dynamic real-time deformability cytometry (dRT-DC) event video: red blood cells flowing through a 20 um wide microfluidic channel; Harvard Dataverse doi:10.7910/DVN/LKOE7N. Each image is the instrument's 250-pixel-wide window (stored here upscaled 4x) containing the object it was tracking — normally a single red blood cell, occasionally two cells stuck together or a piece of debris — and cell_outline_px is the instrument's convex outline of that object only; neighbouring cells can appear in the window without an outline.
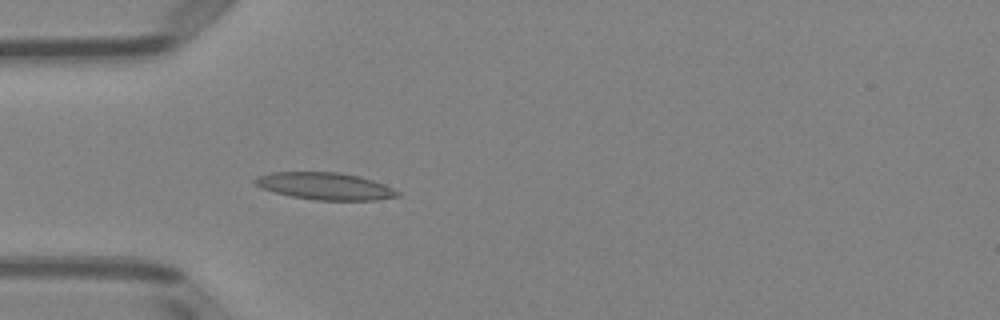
{"species": "Egyptian fruit bat (a non-hibernating species)", "species_latin": "Rousettus aegyptiacus", "temperature_condition": "room temperature", "stored_images_in_passage": 4, "camera_frame_rate_fps": 3000, "um_per_image_px": 0.085, "animal": {"sex": "female"}, "frame": {"image": 1, "passage_image": 4, "time_ms": 3.333, "image_size_px": [1000, 320], "cell_outline_px": [[400, 196], [376, 200], [316, 200], [292, 196], [276, 192], [264, 188], [256, 184], [252, 180], [256, 176], [272, 172], [336, 172], [360, 176], [384, 184], [400, 192]], "centroid_in_image_um": [27.65, 15.81], "position_along_channel_um": 57.3, "area_um2": 22.37}}